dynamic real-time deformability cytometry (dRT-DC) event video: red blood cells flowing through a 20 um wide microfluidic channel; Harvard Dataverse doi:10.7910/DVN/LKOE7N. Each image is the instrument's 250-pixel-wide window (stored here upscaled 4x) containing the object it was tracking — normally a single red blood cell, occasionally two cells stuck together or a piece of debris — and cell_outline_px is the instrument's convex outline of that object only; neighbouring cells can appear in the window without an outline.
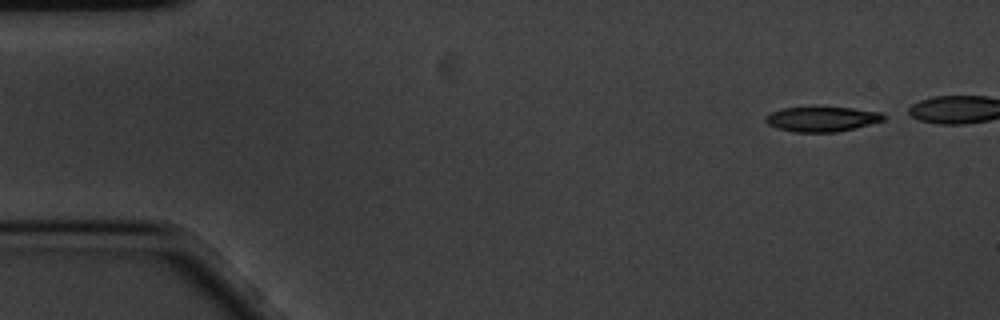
{"species": "common noctule bat (a hibernating species)", "species_latin": "Nyctalus noctula", "temperature_condition": "cold", "stored_images_in_passage": 16, "camera_frame_rate_fps": 3000, "um_per_image_px": 0.085, "animal": {"sex": "male", "body_mass_g": 20.1, "forearm_length_mm": 53.5}, "frame": {"image": 1, "passage_image": 1, "time_ms": 0.0, "image_size_px": [1000, 320], "cell_outline_px": [[888, 116], [884, 120], [836, 132], [792, 132], [768, 124], [764, 120], [764, 116], [772, 112], [784, 108], [812, 104], [816, 104], [852, 108], [880, 112]], "centroid_in_image_um": [69.83, 10.06], "position_along_channel_um": 15.2, "area_um2": 17.8}}
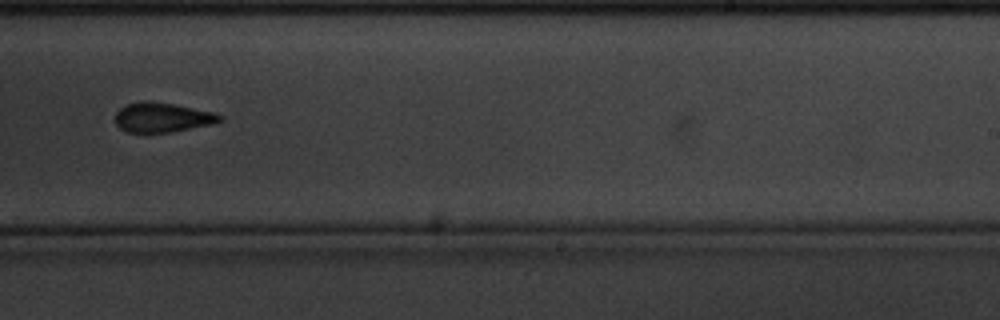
{"frame": {"image": 2, "passage_image": 11, "time_ms": 3.333, "image_size_px": [1000, 320], "cell_outline_px": [[224, 116], [220, 120], [212, 124], [172, 132], [128, 132], [120, 128], [116, 124], [116, 112], [124, 104], [172, 104], [216, 112]], "centroid_in_image_um": [13.84, 10.02], "position_along_channel_um": 275.2, "area_um2": 17.34}}
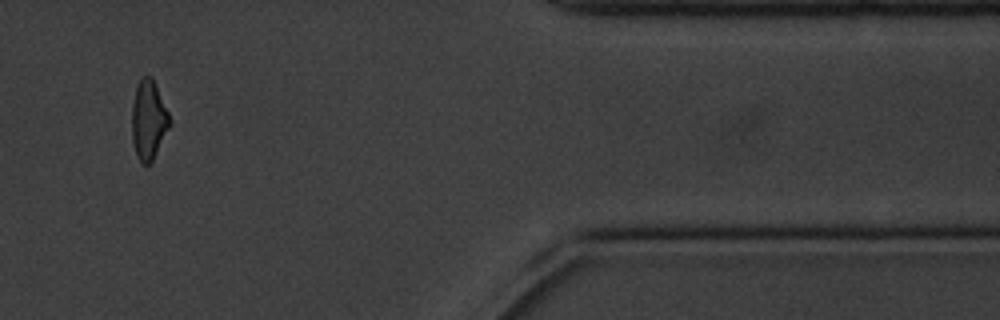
{"frame": {"image": 3, "passage_image": 15, "time_ms": 4.667, "image_size_px": [1000, 320], "cell_outline_px": [[168, 128], [152, 160], [148, 164], [140, 164], [136, 156], [132, 140], [132, 104], [136, 88], [140, 80], [144, 76], [152, 76], [168, 112]], "centroid_in_image_um": [12.59, 10.2], "position_along_channel_um": 398.8, "area_um2": 16.99}}